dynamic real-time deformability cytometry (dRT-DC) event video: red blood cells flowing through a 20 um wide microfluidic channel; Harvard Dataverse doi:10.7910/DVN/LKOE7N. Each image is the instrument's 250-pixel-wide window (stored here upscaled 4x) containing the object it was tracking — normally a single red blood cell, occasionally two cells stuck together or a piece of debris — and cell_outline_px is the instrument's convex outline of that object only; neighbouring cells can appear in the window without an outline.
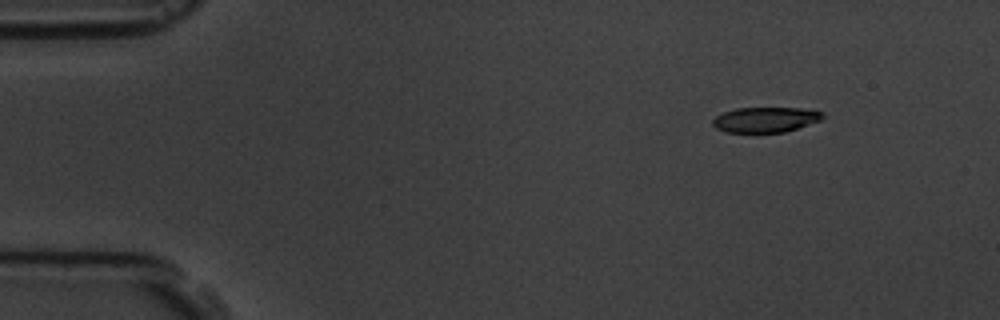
{"species": "common noctule bat (a hibernating species)", "species_latin": "Nyctalus noctula", "temperature_condition": "room temperature", "stored_images_in_passage": 52, "camera_frame_rate_fps": 3000, "um_per_image_px": 0.085, "animal": {"sex": "male", "body_mass_g": 19.5, "forearm_length_mm": 54.6}, "frame": {"image": 1, "passage_image": 1, "time_ms": 0.0, "image_size_px": [1000, 320], "cell_outline_px": [[824, 116], [820, 120], [784, 132], [728, 132], [716, 128], [712, 124], [712, 120], [716, 116], [724, 112], [736, 108], [800, 108], [824, 112]], "centroid_in_image_um": [65.05, 10.16], "position_along_channel_um": 20.0, "area_um2": 15.95}}
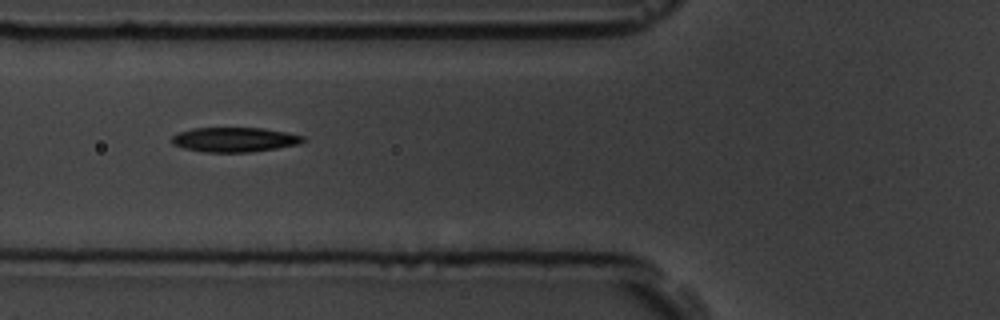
{"frame": {"image": 2, "passage_image": 16, "time_ms": 5.0, "image_size_px": [1000, 320], "cell_outline_px": [[308, 140], [300, 144], [252, 152], [204, 152], [184, 148], [172, 144], [172, 136], [180, 132], [192, 128], [264, 128], [304, 136]], "centroid_in_image_um": [19.96, 11.87], "position_along_channel_um": 105.8, "area_um2": 18.84}}
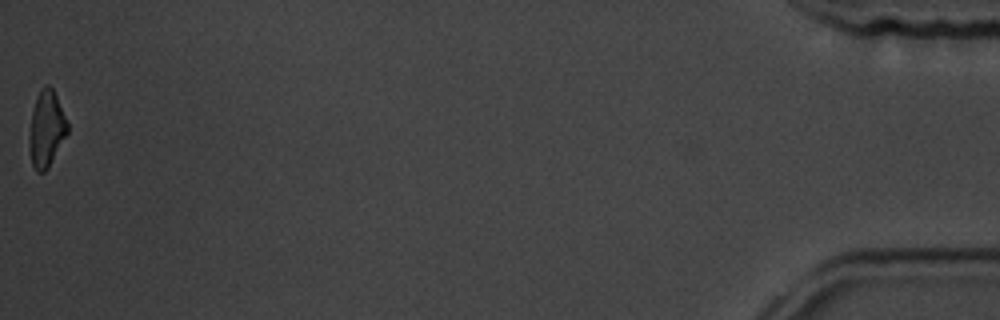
{"frame": {"image": 3, "passage_image": 52, "time_ms": 17.0, "image_size_px": [1000, 320], "cell_outline_px": [[68, 132], [48, 168], [44, 172], [36, 172], [32, 164], [28, 144], [28, 136], [32, 108], [40, 88], [44, 84], [48, 84], [52, 88], [56, 96], [68, 124]], "centroid_in_image_um": [3.91, 10.95], "position_along_channel_um": 431.3, "area_um2": 17.05}, "authors_computed_cell_mechanics": {"area_um2": 18.4671, "velocity_mm_per_s": 3.5432, "shape_relaxation_time_tau1_ms": 3.1335, "shape_relaxation_time_tau2_ms": 6.6639, "deformation_change_tau1": 0.1137, "deformation_change_tau2": 0.1486}}